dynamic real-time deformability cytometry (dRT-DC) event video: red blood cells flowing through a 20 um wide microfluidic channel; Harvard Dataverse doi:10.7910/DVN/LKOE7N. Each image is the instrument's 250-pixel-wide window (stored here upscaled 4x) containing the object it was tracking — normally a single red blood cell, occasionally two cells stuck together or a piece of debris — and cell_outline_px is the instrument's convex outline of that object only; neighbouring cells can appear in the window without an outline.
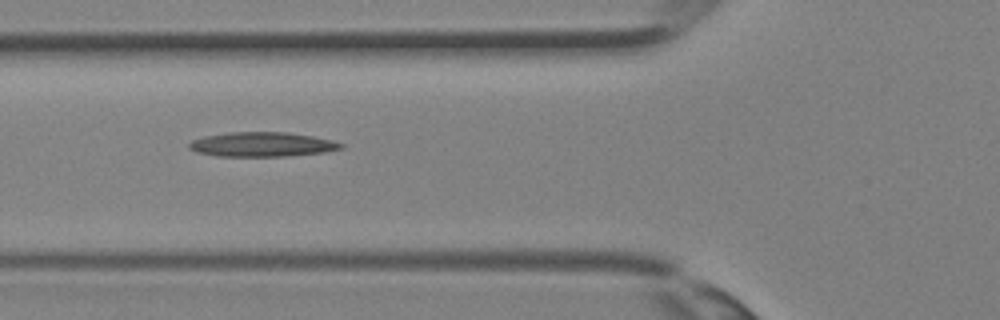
{"species": "Egyptian fruit bat (a non-hibernating species)", "species_latin": "Rousettus aegyptiacus", "temperature_condition": "room temperature", "stored_images_in_passage": 26, "camera_frame_rate_fps": 3000, "um_per_image_px": 0.085, "animal": {"sex": "female"}, "frame": {"image": 1, "passage_image": 3, "time_ms": 0.667, "image_size_px": [1000, 320], "cell_outline_px": [[344, 148], [324, 152], [288, 156], [216, 156], [196, 152], [188, 148], [188, 144], [192, 140], [204, 136], [228, 132], [288, 132], [312, 136], [332, 140], [344, 144]], "centroid_in_image_um": [22.26, 12.27], "position_along_channel_um": 103.5, "area_um2": 21.79}}
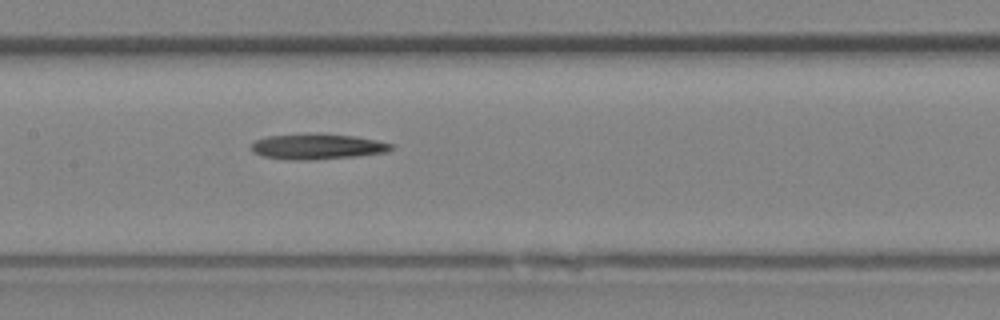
{"frame": {"image": 2, "passage_image": 7, "time_ms": 2.0, "image_size_px": [1000, 320], "cell_outline_px": [[396, 148], [388, 152], [356, 156], [312, 160], [288, 160], [264, 156], [256, 152], [252, 148], [252, 144], [256, 140], [268, 136], [308, 132], [316, 132], [352, 136], [376, 140], [396, 144]], "centroid_in_image_um": [27.04, 12.44], "position_along_channel_um": 180.4, "area_um2": 21.15}}
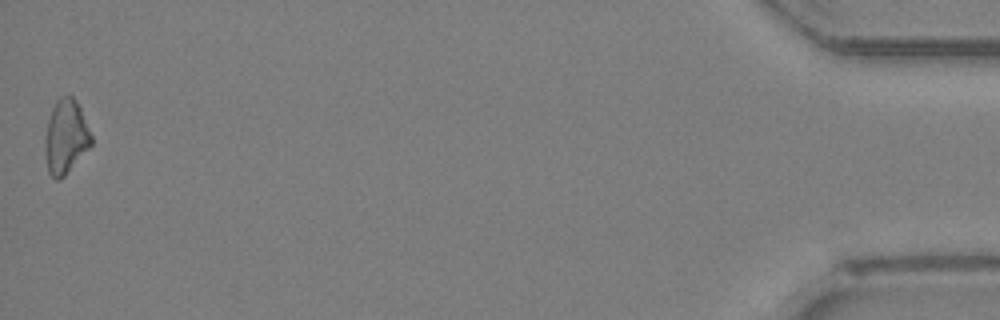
{"frame": {"image": 3, "passage_image": 25, "time_ms": 8.0, "image_size_px": [1000, 320], "cell_outline_px": [[92, 144], [64, 176], [60, 180], [56, 180], [48, 172], [44, 152], [44, 140], [48, 120], [52, 108], [56, 100], [60, 96], [72, 96], [76, 100], [80, 108], [92, 136]], "centroid_in_image_um": [5.57, 11.63], "position_along_channel_um": 429.6, "area_um2": 19.94}}